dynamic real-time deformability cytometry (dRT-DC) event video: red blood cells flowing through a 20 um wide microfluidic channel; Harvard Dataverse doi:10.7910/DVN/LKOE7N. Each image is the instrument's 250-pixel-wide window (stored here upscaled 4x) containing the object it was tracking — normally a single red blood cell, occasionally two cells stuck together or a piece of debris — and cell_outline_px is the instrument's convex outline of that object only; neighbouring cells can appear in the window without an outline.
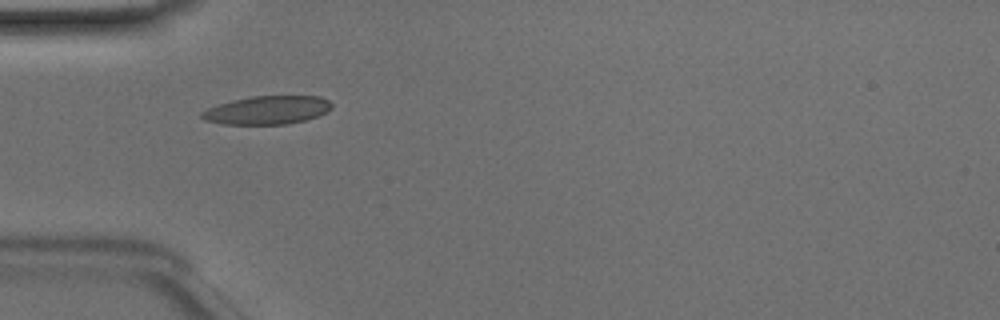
{"species": "Egyptian fruit bat (a non-hibernating species)", "species_latin": "Rousettus aegyptiacus", "temperature_condition": "room temperature", "stored_images_in_passage": 4, "camera_frame_rate_fps": 3000, "um_per_image_px": 0.085, "animal": {"sex": "male"}, "frame": {"image": 1, "passage_image": 1, "time_ms": 0.0, "image_size_px": [1000, 320], "cell_outline_px": [[332, 108], [308, 120], [288, 124], [224, 124], [204, 120], [200, 116], [200, 112], [208, 108], [232, 100], [252, 96], [320, 96], [328, 100], [332, 104]], "centroid_in_image_um": [22.71, 9.36], "position_along_channel_um": 62.3, "area_um2": 21.44}}